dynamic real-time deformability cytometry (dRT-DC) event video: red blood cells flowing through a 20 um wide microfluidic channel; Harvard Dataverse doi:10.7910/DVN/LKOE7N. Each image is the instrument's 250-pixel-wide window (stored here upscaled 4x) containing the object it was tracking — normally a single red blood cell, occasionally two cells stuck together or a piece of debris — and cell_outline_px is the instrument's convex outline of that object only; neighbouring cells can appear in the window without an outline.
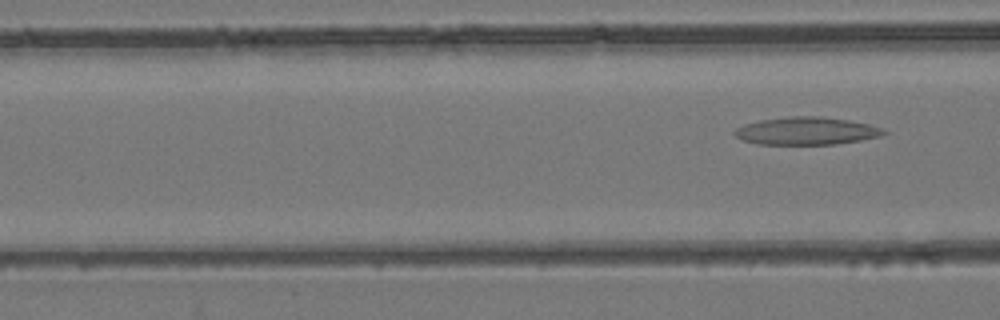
{"species": "common noctule bat (a hibernating species)", "species_latin": "Nyctalus noctula", "temperature_condition": "room temperature", "stored_images_in_passage": 3, "camera_frame_rate_fps": 3000, "um_per_image_px": 0.085, "animal": {"sex": "female", "body_mass_g": 24.6, "forearm_length_mm": 56.2}, "frame": {"image": 1, "passage_image": 3, "time_ms": 0.667, "image_size_px": [1000, 320], "cell_outline_px": [[888, 132], [880, 136], [860, 140], [836, 144], [756, 144], [744, 140], [736, 136], [732, 132], [736, 128], [744, 124], [760, 120], [792, 116], [820, 116], [848, 120], [868, 124], [884, 128]], "centroid_in_image_um": [68.55, 11.13], "position_along_channel_um": 98.1, "area_um2": 23.99}}